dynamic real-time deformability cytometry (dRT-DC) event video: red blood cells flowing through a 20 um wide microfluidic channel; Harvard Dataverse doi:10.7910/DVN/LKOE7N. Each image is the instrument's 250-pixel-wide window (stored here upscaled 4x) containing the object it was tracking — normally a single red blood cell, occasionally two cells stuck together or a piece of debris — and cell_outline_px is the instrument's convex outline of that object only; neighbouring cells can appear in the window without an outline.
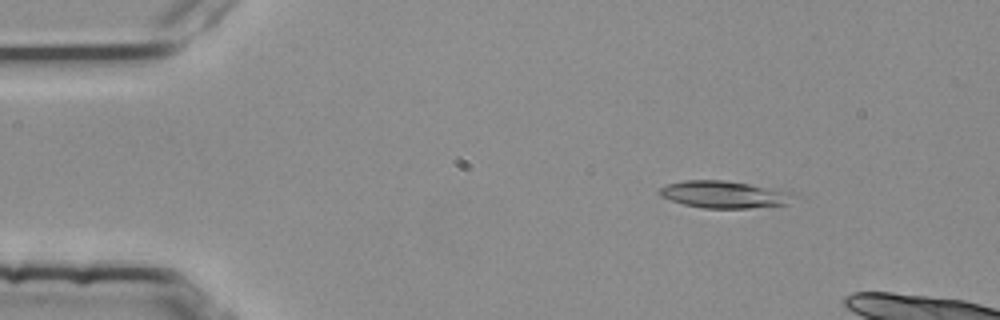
{"species": "common noctule bat (a hibernating species)", "species_latin": "Nyctalus noctula", "temperature_condition": "room temperature", "stored_images_in_passage": 5, "camera_frame_rate_fps": 3000, "um_per_image_px": 0.085, "animal": {"sex": "female", "body_mass_g": 25.1}, "frame": {"image": 1, "passage_image": 2, "time_ms": 0.333, "image_size_px": [1000, 320], "cell_outline_px": [[792, 192], [788, 204], [748, 208], [704, 208], [684, 204], [660, 196], [656, 192], [660, 188], [668, 184], [684, 180], [720, 180], [748, 184]], "centroid_in_image_um": [61.47, 16.53], "position_along_channel_um": 23.5, "area_um2": 20.75}}